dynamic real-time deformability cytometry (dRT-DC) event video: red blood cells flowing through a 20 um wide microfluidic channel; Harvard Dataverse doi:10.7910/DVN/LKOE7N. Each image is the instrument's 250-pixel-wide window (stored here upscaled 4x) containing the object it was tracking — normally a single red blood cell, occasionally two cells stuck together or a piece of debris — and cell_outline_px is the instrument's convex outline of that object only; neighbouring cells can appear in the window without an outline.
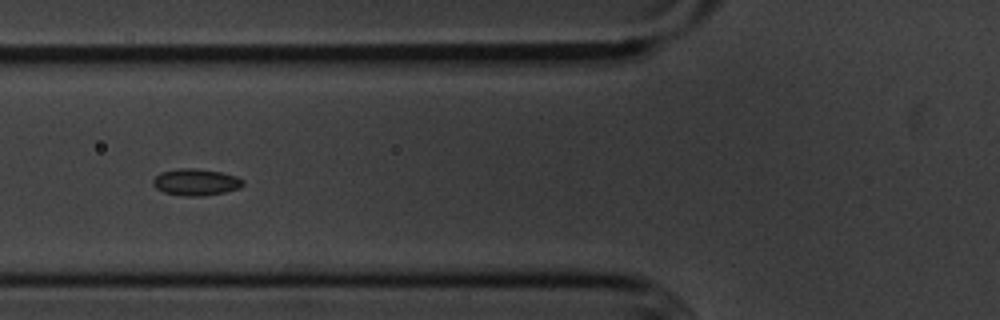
{"species": "common noctule bat (a hibernating species)", "species_latin": "Nyctalus noctula", "temperature_condition": "cold", "stored_images_in_passage": 50, "camera_frame_rate_fps": 3000, "um_per_image_px": 0.085, "animal": {"sex": "male", "body_mass_g": 20.1, "forearm_length_mm": 53.5}, "frame": {"image": 1, "passage_image": 14, "time_ms": 4.333, "image_size_px": [1000, 320], "cell_outline_px": [[244, 184], [240, 188], [224, 192], [200, 196], [184, 196], [164, 192], [156, 188], [152, 184], [152, 180], [160, 172], [180, 168], [196, 168], [220, 172], [236, 176], [244, 180]], "centroid_in_image_um": [16.64, 15.47], "position_along_channel_um": 109.2, "area_um2": 13.99}}
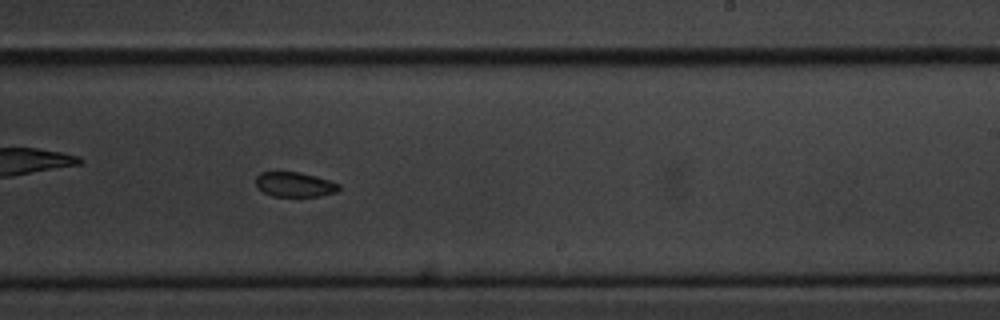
{"frame": {"image": 2, "passage_image": 27, "time_ms": 8.667, "image_size_px": [1000, 320], "cell_outline_px": [[340, 188], [336, 192], [320, 196], [272, 196], [264, 192], [256, 184], [256, 176], [260, 172], [300, 172], [316, 176], [340, 184]], "centroid_in_image_um": [25.06, 15.68], "position_along_channel_um": 263.9, "area_um2": 11.91}}
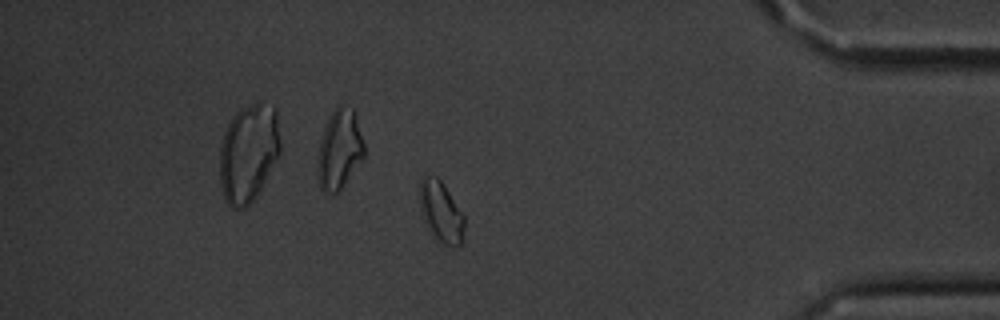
{"frame": {"image": 3, "passage_image": 41, "time_ms": 13.333, "image_size_px": [1000, 320], "cell_outline_px": [[464, 228], [460, 244], [456, 248], [452, 248], [440, 244], [436, 240], [428, 224], [424, 212], [420, 196], [420, 184], [424, 176], [436, 176], [444, 184], [464, 216]], "centroid_in_image_um": [37.54, 18.04], "position_along_channel_um": 397.7, "area_um2": 15.26}, "authors_computed_cell_mechanics": {"area_um2": 13.8142, "velocity_mm_per_s": 3.569, "shape_relaxation_time_tau1_ms": null, "shape_relaxation_time_tau2_ms": 8.4659, "deformation_change_tau1": null, "deformation_change_tau2": 0.095}}